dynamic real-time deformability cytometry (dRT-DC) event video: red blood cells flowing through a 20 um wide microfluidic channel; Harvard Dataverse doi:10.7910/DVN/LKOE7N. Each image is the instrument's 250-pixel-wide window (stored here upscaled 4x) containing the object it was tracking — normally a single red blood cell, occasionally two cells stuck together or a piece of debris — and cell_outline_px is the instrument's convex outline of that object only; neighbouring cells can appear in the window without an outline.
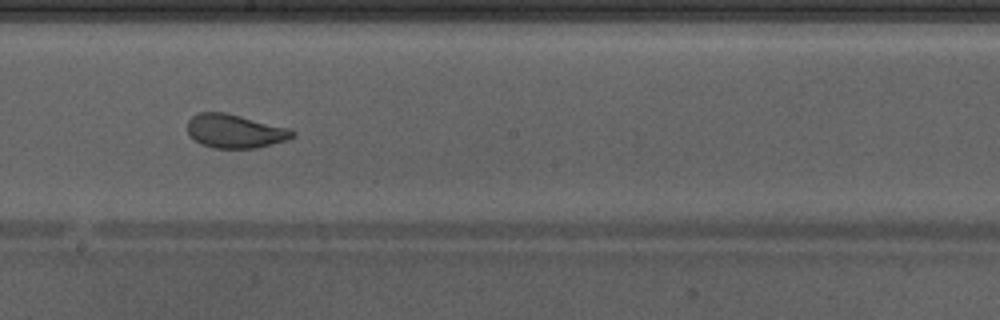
{"species": "Egyptian fruit bat (a non-hibernating species)", "species_latin": "Rousettus aegyptiacus", "temperature_condition": "warm", "stored_images_in_passage": 49, "camera_frame_rate_fps": 3000, "um_per_image_px": 0.085, "animal": {"sex": "male"}, "frame": {"image": 1, "passage_image": 28, "time_ms": 9.0, "image_size_px": [1000, 320], "cell_outline_px": [[296, 136], [288, 140], [256, 148], [212, 148], [200, 144], [188, 132], [188, 120], [196, 112], [224, 112], [292, 128], [296, 132]], "centroid_in_image_um": [20.02, 11.14], "position_along_channel_um": 228.2, "area_um2": 20.87}, "authors_computed_cell_mechanics": {"area_um2": 24.2182, "velocity_mm_per_s": 4.2632, "shape_relaxation_time_tau1_ms": 4.0477, "shape_relaxation_time_tau2_ms": null, "deformation_change_tau1": 0.1406, "deformation_change_tau2": null}}